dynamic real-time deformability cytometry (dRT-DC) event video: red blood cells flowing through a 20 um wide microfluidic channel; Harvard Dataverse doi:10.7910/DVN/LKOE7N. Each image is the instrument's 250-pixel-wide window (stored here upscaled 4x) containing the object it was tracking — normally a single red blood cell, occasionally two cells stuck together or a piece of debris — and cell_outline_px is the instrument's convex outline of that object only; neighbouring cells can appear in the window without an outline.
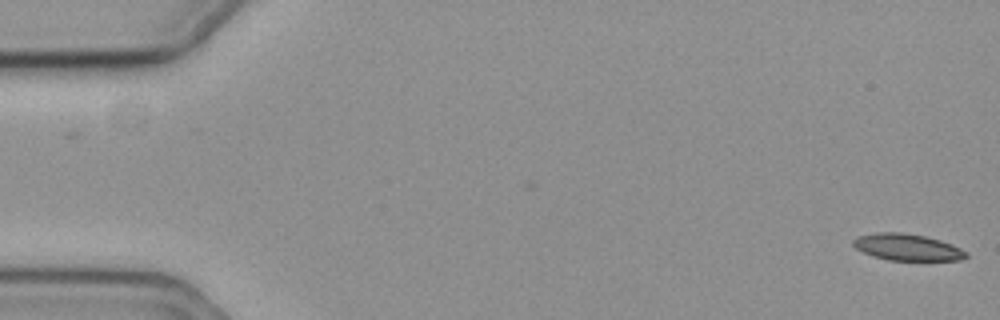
{"species": "common noctule bat (a hibernating species)", "species_latin": "Nyctalus noctula", "temperature_condition": "cold", "stored_images_in_passage": 59, "camera_frame_rate_fps": 3000, "um_per_image_px": 0.085, "animal": {"sex": "female", "body_mass_g": 19.3, "forearm_length_mm": 54.1}, "frame": {"image": 1, "passage_image": 1, "time_ms": 0.0, "image_size_px": [1000, 320], "cell_outline_px": [[968, 256], [960, 260], [888, 260], [872, 256], [856, 248], [852, 244], [852, 240], [856, 236], [876, 232], [900, 232], [924, 236], [940, 240], [952, 244], [968, 252]], "centroid_in_image_um": [77.1, 21.01], "position_along_channel_um": 7.9, "area_um2": 17.57}}
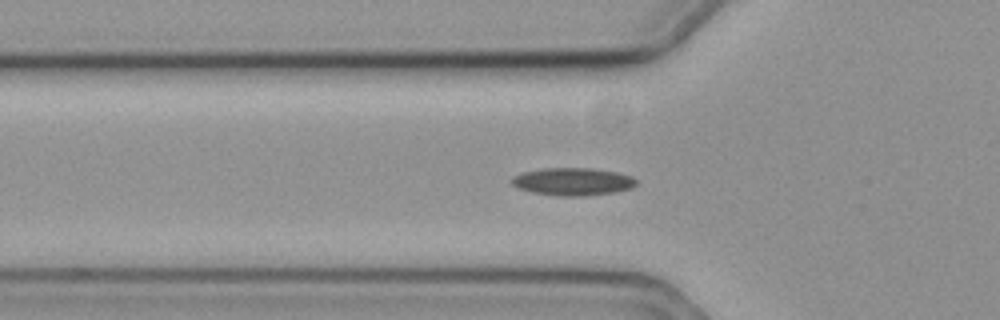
{"frame": {"image": 2, "passage_image": 20, "time_ms": 6.333, "image_size_px": [1000, 320], "cell_outline_px": [[636, 184], [632, 188], [612, 192], [584, 196], [556, 196], [532, 192], [516, 188], [508, 180], [512, 176], [524, 172], [540, 168], [588, 168], [616, 172], [632, 176], [636, 180]], "centroid_in_image_um": [48.62, 15.44], "position_along_channel_um": 77.2, "area_um2": 20.17}}
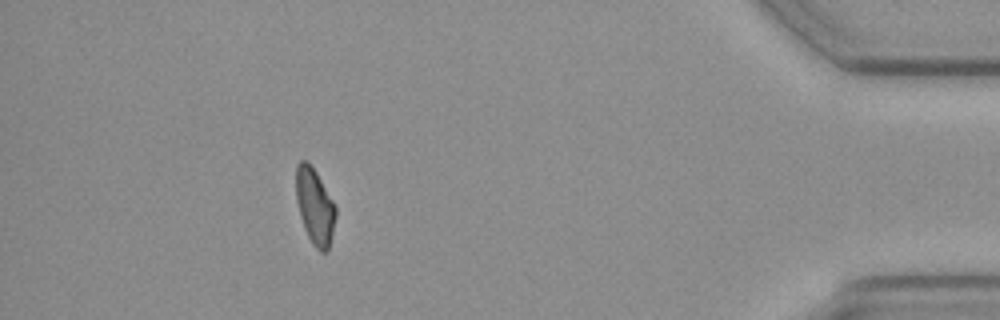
{"frame": {"image": 3, "passage_image": 53, "time_ms": 17.333, "image_size_px": [1000, 320], "cell_outline_px": [[336, 216], [328, 252], [320, 252], [312, 244], [304, 228], [300, 216], [296, 200], [296, 164], [300, 160], [308, 160], [316, 172], [332, 200], [336, 208]], "centroid_in_image_um": [26.75, 17.54], "position_along_channel_um": 408.5, "area_um2": 17.57}}